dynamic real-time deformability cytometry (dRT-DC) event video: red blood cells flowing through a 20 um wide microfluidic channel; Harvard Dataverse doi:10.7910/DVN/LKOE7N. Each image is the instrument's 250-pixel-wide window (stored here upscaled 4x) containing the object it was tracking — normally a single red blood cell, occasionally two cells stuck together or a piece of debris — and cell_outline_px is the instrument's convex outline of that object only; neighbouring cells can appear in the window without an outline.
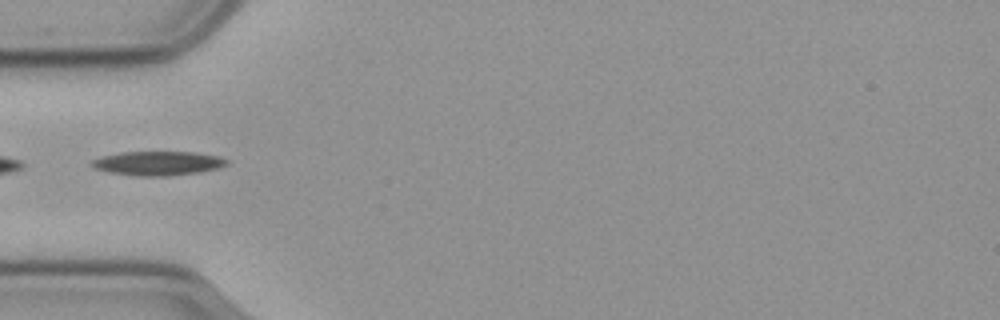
{"species": "common noctule bat (a hibernating species)", "species_latin": "Nyctalus noctula", "temperature_condition": "cold", "stored_images_in_passage": 7, "camera_frame_rate_fps": 3000, "um_per_image_px": 0.085, "animal": {"sex": "male", "body_mass_g": 23.1, "forearm_length_mm": 52.7}, "frame": {"image": 1, "passage_image": 1, "time_ms": 0.0, "image_size_px": [1000, 320], "cell_outline_px": [[228, 164], [216, 168], [200, 172], [168, 176], [140, 176], [108, 172], [96, 168], [88, 164], [92, 160], [100, 156], [120, 152], [196, 152], [220, 156], [228, 160]], "centroid_in_image_um": [13.41, 13.87], "position_along_channel_um": 71.6, "area_um2": 19.07}}
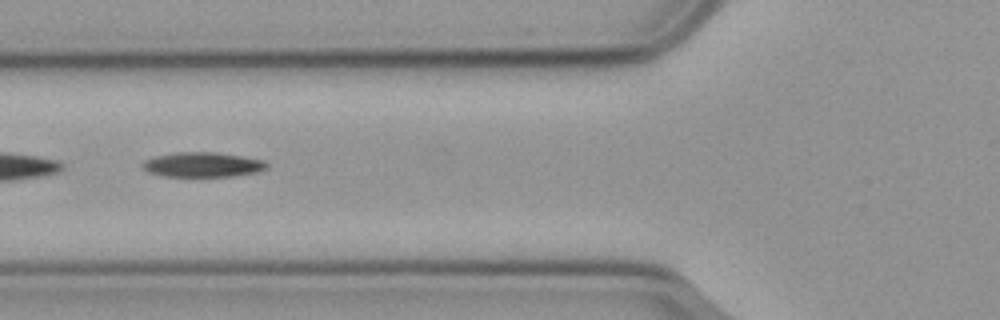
{"frame": {"image": 2, "passage_image": 4, "time_ms": 1.0, "image_size_px": [1000, 320], "cell_outline_px": [[268, 168], [256, 172], [232, 176], [164, 176], [148, 172], [140, 164], [144, 160], [156, 156], [176, 152], [216, 152], [264, 160], [268, 164]], "centroid_in_image_um": [17.21, 13.99], "position_along_channel_um": 108.6, "area_um2": 17.86}}